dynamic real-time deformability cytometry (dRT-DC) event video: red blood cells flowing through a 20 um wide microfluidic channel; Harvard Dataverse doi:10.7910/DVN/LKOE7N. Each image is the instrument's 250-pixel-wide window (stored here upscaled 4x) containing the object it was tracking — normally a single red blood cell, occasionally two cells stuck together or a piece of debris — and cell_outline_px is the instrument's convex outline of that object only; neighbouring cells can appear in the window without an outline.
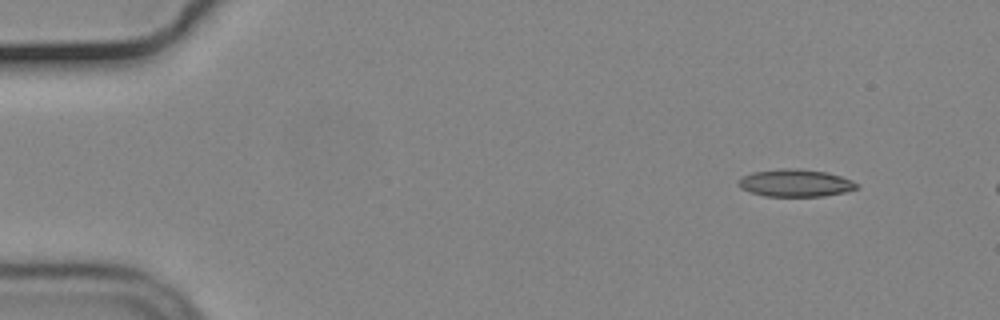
{"species": "common noctule bat (a hibernating species)", "species_latin": "Nyctalus noctula", "temperature_condition": "cold", "stored_images_in_passage": 11, "camera_frame_rate_fps": 3000, "um_per_image_px": 0.085, "animal": {"sex": "male", "body_mass_g": 19.2, "forearm_length_mm": 51.8}, "frame": {"image": 1, "passage_image": 1, "time_ms": 0.0, "image_size_px": [1000, 320], "cell_outline_px": [[860, 188], [844, 192], [824, 196], [764, 196], [740, 188], [736, 180], [740, 176], [752, 172], [780, 168], [796, 168], [824, 172], [840, 176], [852, 180], [860, 184]], "centroid_in_image_um": [67.59, 15.55], "position_along_channel_um": 17.4, "area_um2": 19.07}}